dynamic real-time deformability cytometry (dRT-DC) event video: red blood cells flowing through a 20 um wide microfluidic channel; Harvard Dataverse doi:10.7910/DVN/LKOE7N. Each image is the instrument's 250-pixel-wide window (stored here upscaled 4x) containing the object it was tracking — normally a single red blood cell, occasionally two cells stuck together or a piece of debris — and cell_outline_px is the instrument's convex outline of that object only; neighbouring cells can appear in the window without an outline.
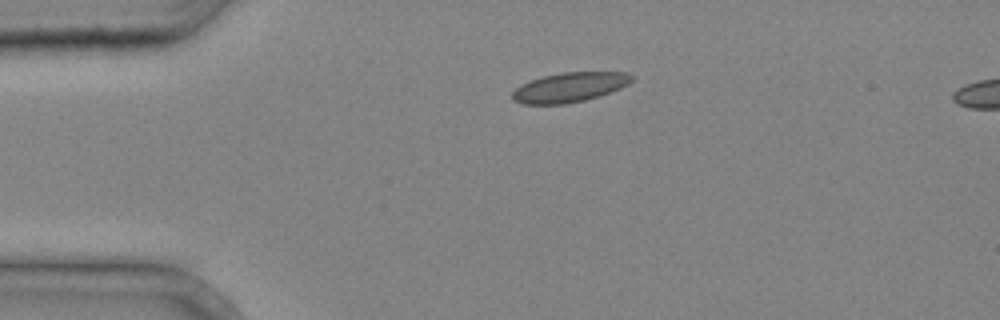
{"species": "common noctule bat (a hibernating species)", "species_latin": "Nyctalus noctula", "temperature_condition": "cold", "stored_images_in_passage": 2, "camera_frame_rate_fps": 3000, "um_per_image_px": 0.085, "animal": {"sex": "male", "body_mass_g": 20.4}, "frame": {"image": 1, "passage_image": 1, "time_ms": 0.0, "image_size_px": [1000, 320], "cell_outline_px": [[636, 76], [628, 84], [620, 88], [600, 96], [584, 100], [564, 104], [520, 104], [512, 100], [512, 92], [520, 84], [544, 76], [560, 72], [628, 72]], "centroid_in_image_um": [48.42, 7.41], "position_along_channel_um": 36.6, "area_um2": 20.75}}